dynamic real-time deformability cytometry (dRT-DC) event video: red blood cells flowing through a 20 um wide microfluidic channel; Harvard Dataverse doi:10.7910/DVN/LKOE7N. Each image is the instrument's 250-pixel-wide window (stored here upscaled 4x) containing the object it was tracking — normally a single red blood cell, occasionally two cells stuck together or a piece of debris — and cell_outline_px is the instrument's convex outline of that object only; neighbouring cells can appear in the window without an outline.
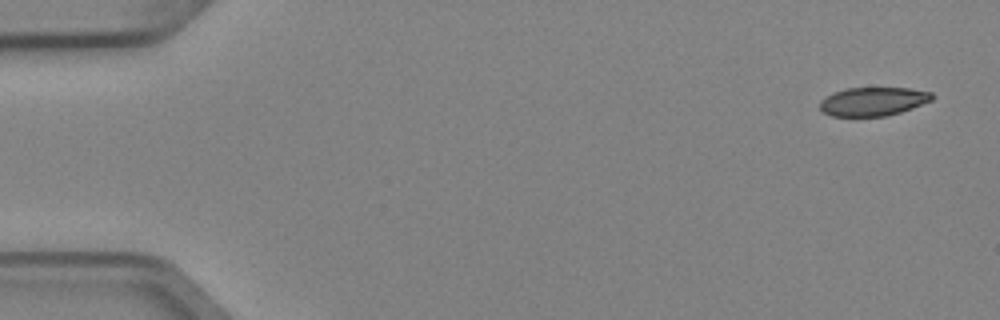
{"species": "Egyptian fruit bat (a non-hibernating species)", "species_latin": "Rousettus aegyptiacus", "temperature_condition": "cold", "stored_images_in_passage": 4, "camera_frame_rate_fps": 3000, "um_per_image_px": 0.085, "animal": {"sex": "female"}, "frame": {"image": 1, "passage_image": 1, "time_ms": 0.0, "image_size_px": [1000, 320], "cell_outline_px": [[936, 96], [932, 100], [912, 108], [900, 112], [884, 116], [832, 116], [824, 112], [820, 108], [820, 100], [824, 96], [832, 92], [844, 88], [908, 88], [932, 92]], "centroid_in_image_um": [74.2, 8.61], "position_along_channel_um": 10.8, "area_um2": 18.84}}
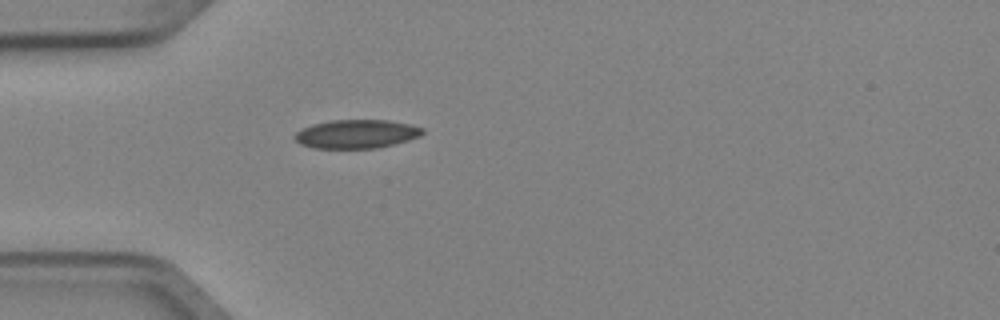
{"frame": {"image": 2, "passage_image": 4, "time_ms": 1.0, "image_size_px": [1000, 320], "cell_outline_px": [[424, 132], [420, 136], [408, 140], [376, 148], [312, 148], [300, 144], [292, 136], [296, 132], [312, 124], [328, 120], [388, 120], [412, 124], [424, 128]], "centroid_in_image_um": [30.3, 11.38], "position_along_channel_um": 54.7, "area_um2": 21.44}}